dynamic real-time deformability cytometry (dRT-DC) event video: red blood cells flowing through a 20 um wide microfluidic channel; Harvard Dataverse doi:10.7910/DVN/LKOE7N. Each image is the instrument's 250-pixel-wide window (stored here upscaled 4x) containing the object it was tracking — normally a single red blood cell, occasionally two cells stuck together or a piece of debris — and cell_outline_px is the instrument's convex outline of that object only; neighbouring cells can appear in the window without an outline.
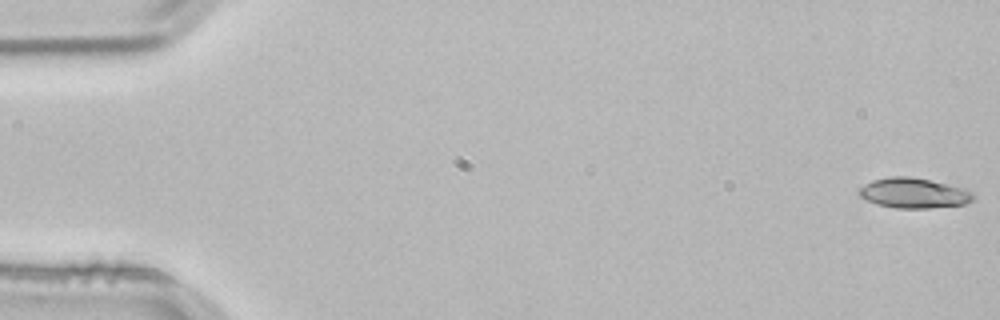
{"species": "common noctule bat (a hibernating species)", "species_latin": "Nyctalus noctula", "temperature_condition": "room temperature", "stored_images_in_passage": 13, "camera_frame_rate_fps": 3000, "um_per_image_px": 0.085, "animal": {"sex": "male", "body_mass_g": 21.5, "forearm_length_mm": 52.0}, "frame": {"image": 1, "passage_image": 1, "time_ms": 0.0, "image_size_px": [1000, 320], "cell_outline_px": [[976, 196], [968, 204], [928, 208], [896, 208], [876, 204], [860, 196], [856, 192], [864, 184], [872, 180], [892, 176], [908, 176], [968, 188]], "centroid_in_image_um": [77.7, 16.41], "position_along_channel_um": 7.3, "area_um2": 20.23}}